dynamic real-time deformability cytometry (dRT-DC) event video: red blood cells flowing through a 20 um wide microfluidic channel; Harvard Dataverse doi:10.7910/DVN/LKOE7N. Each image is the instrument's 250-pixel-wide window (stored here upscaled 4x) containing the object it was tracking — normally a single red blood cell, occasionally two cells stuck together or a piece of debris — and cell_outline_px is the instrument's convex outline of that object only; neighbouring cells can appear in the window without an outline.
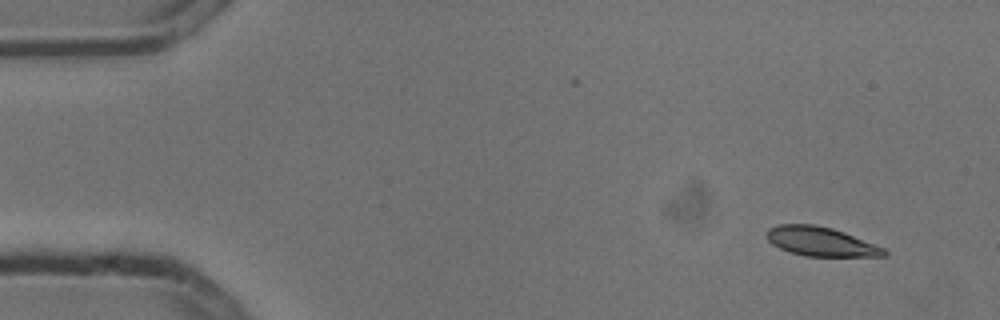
{"species": "common noctule bat (a hibernating species)", "species_latin": "Nyctalus noctula", "temperature_condition": "cold", "stored_images_in_passage": 4, "camera_frame_rate_fps": 3000, "um_per_image_px": 0.085, "animal": {"sex": "male", "body_mass_g": 13.3}, "frame": {"image": 1, "passage_image": 1, "time_ms": 0.0, "image_size_px": [1000, 320], "cell_outline_px": [[888, 252], [884, 256], [804, 256], [780, 248], [772, 244], [768, 240], [764, 232], [768, 228], [776, 224], [816, 224], [832, 228], [844, 232], [876, 244], [884, 248]], "centroid_in_image_um": [69.74, 20.51], "position_along_channel_um": 15.3, "area_um2": 20.06}}
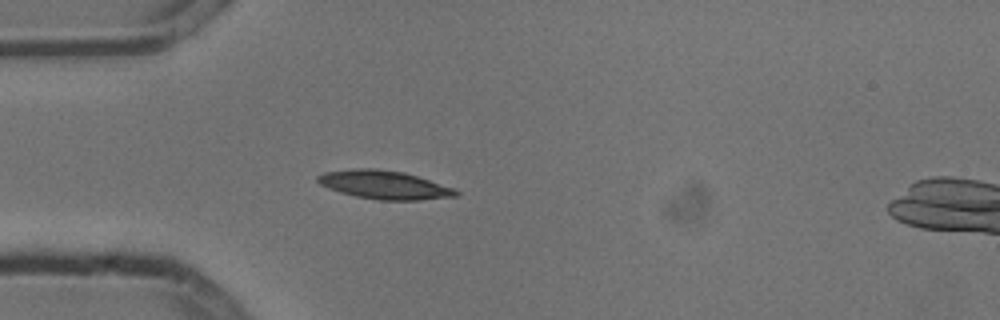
{"frame": {"image": 2, "passage_image": 4, "time_ms": 1.0, "image_size_px": [1000, 320], "cell_outline_px": [[460, 196], [420, 200], [380, 200], [356, 196], [340, 192], [328, 188], [320, 184], [316, 180], [316, 176], [324, 172], [352, 168], [376, 168], [404, 172], [452, 188], [460, 192]], "centroid_in_image_um": [32.63, 15.71], "position_along_channel_um": 52.4, "area_um2": 22.89}}